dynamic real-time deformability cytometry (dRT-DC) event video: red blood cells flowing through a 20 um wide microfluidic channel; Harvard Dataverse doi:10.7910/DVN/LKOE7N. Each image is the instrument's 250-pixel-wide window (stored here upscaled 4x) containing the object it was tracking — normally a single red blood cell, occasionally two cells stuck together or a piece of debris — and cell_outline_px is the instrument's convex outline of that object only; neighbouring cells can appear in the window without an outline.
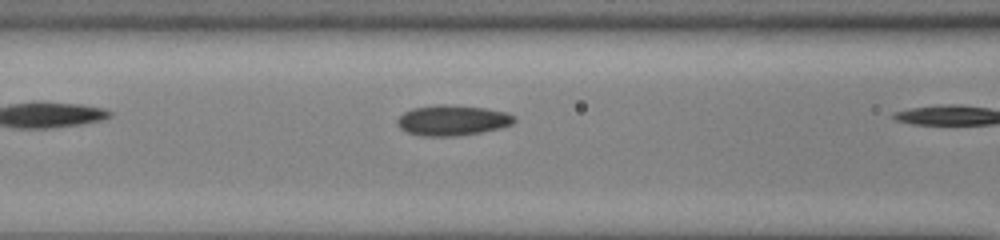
{"species": "common noctule bat (a hibernating species)", "species_latin": "Nyctalus noctula", "temperature_condition": "cold", "stored_images_in_passage": 8, "camera_frame_rate_fps": 3000, "um_per_image_px": 0.085, "animal": {"sex": "male", "body_mass_g": 13.0, "forearm_length_mm": 53.1}, "frame": {"image": 1, "passage_image": 7, "time_ms": 2.0, "image_size_px": [1000, 240], "cell_outline_px": [[516, 120], [512, 124], [500, 128], [480, 132], [456, 136], [420, 136], [408, 132], [400, 128], [396, 124], [396, 120], [404, 112], [412, 108], [440, 104], [444, 104], [484, 108], [508, 112], [516, 116]], "centroid_in_image_um": [38.46, 10.22], "position_along_channel_um": 128.1, "area_um2": 20.81}}